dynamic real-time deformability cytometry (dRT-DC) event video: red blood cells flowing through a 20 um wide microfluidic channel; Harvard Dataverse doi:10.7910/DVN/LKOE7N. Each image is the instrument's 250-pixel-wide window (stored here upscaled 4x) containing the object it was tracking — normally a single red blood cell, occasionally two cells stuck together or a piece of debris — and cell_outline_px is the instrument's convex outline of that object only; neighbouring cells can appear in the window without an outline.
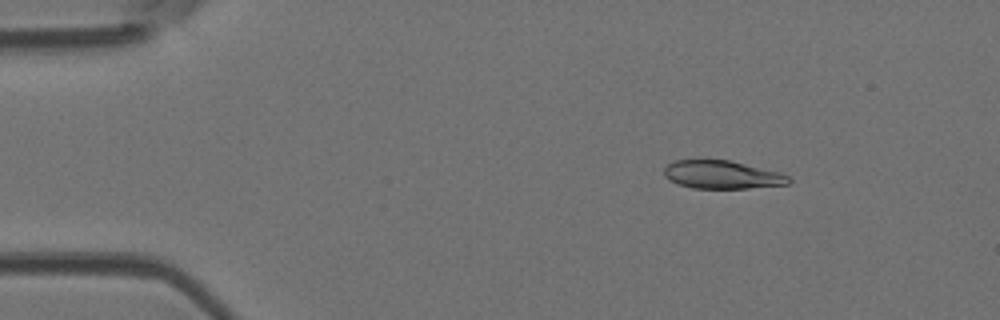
{"species": "Egyptian fruit bat (a non-hibernating species)", "species_latin": "Rousettus aegyptiacus", "temperature_condition": "room temperature", "stored_images_in_passage": 4, "camera_frame_rate_fps": 3000, "um_per_image_px": 0.085, "animal": {"sex": "female"}, "frame": {"image": 1, "passage_image": 2, "time_ms": 0.333, "image_size_px": [1000, 320], "cell_outline_px": [[792, 180], [788, 184], [748, 188], [692, 188], [668, 180], [664, 176], [664, 168], [672, 160], [728, 160], [780, 172], [788, 176]], "centroid_in_image_um": [61.36, 14.85], "position_along_channel_um": 23.6, "area_um2": 20.35}}